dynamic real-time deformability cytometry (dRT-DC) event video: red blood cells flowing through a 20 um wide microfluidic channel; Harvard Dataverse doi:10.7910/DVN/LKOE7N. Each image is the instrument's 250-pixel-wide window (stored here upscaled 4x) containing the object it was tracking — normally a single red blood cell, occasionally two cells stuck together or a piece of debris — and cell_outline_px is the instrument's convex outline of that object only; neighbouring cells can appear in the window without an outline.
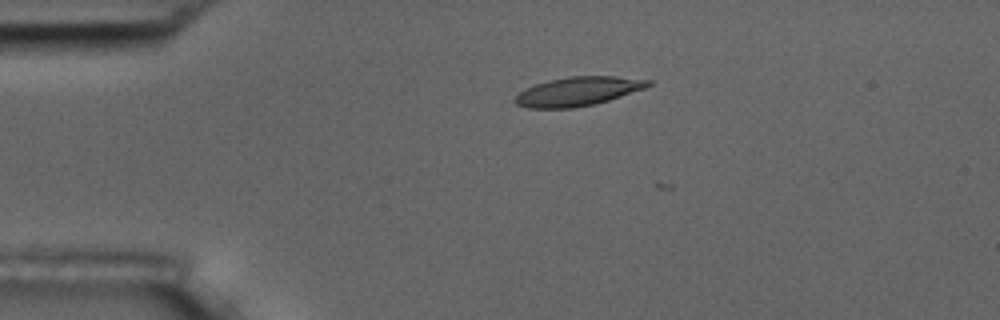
{"species": "common noctule bat (a hibernating species)", "species_latin": "Nyctalus noctula", "temperature_condition": "room temperature", "stored_images_in_passage": 3, "camera_frame_rate_fps": 3000, "um_per_image_px": 0.085, "animal": {"sex": "male", "body_mass_g": 17.5, "forearm_length_mm": 52.3}, "frame": {"image": 1, "passage_image": 1, "time_ms": 0.0, "image_size_px": [1000, 320], "cell_outline_px": [[652, 84], [644, 88], [608, 100], [592, 104], [572, 108], [528, 108], [516, 104], [512, 100], [520, 92], [536, 84], [548, 80], [572, 76], [616, 76], [652, 80]], "centroid_in_image_um": [49.12, 7.76], "position_along_channel_um": 35.9, "area_um2": 22.2}}